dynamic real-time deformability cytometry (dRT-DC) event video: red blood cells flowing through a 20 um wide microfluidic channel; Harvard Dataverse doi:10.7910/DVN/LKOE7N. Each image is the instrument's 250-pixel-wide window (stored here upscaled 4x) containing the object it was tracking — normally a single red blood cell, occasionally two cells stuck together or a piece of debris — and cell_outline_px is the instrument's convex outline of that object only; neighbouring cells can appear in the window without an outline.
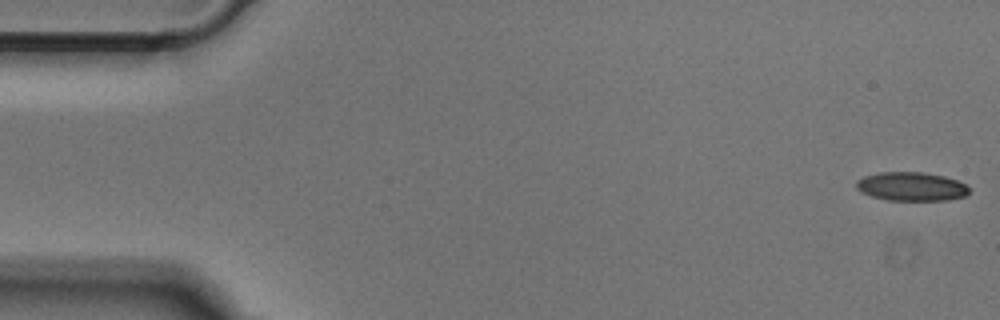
{"species": "Egyptian fruit bat (a non-hibernating species)", "species_latin": "Rousettus aegyptiacus", "temperature_condition": "cold", "stored_images_in_passage": 51, "camera_frame_rate_fps": 3000, "um_per_image_px": 0.085, "animal": {"sex": "male"}, "frame": {"image": 1, "passage_image": 1, "time_ms": 0.0, "image_size_px": [1000, 320], "cell_outline_px": [[968, 192], [964, 196], [948, 200], [888, 200], [872, 196], [860, 192], [856, 188], [856, 180], [864, 176], [880, 172], [924, 172], [944, 176], [956, 180], [964, 184], [968, 188]], "centroid_in_image_um": [77.42, 15.85], "position_along_channel_um": 7.6, "area_um2": 18.84}}
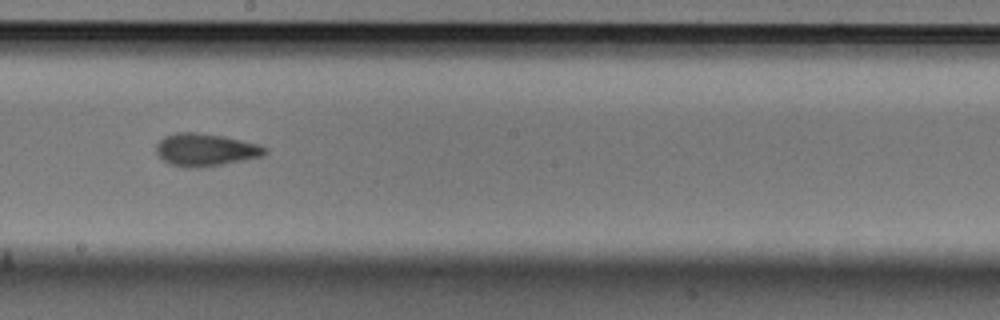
{"frame": {"image": 2, "passage_image": 28, "time_ms": 9.0, "image_size_px": [1000, 320], "cell_outline_px": [[268, 152], [264, 156], [224, 164], [196, 168], [188, 168], [168, 164], [156, 152], [156, 144], [164, 136], [176, 132], [192, 132], [224, 136], [260, 144], [268, 148]], "centroid_in_image_um": [17.49, 12.73], "position_along_channel_um": 230.7, "area_um2": 20.87}}
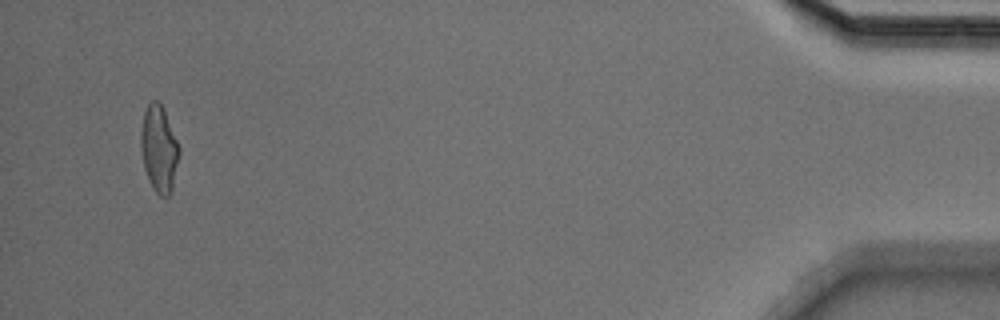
{"frame": {"image": 3, "passage_image": 49, "time_ms": 16.0, "image_size_px": [1000, 320], "cell_outline_px": [[180, 156], [172, 188], [168, 196], [160, 196], [156, 192], [144, 168], [140, 148], [140, 132], [144, 112], [148, 104], [152, 100], [156, 100], [160, 104], [164, 112], [180, 148]], "centroid_in_image_um": [13.51, 12.65], "position_along_channel_um": 421.7, "area_um2": 19.02}}